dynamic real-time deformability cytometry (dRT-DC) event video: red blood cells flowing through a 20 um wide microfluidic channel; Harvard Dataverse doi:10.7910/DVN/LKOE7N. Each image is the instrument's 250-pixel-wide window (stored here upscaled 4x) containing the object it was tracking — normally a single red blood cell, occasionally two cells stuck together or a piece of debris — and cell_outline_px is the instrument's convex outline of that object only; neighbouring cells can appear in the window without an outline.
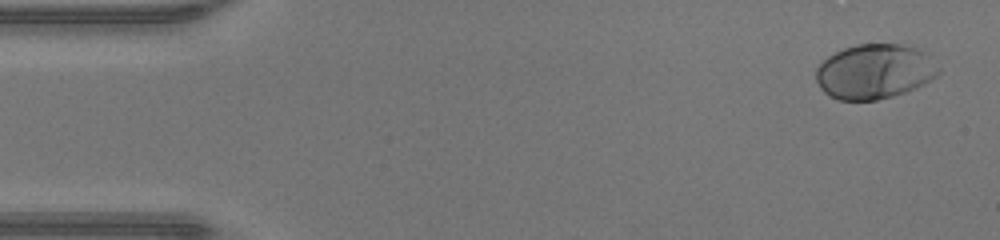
{"species": "human", "species_latin": "Homo sapiens", "temperature_condition": "warm", "stored_images_in_passage": 47, "camera_frame_rate_fps": 3000, "um_per_image_px": 0.085, "donor": {"sex": "male"}, "frame": {"image": 1, "passage_image": 2, "time_ms": 0.333, "image_size_px": [1000, 240], "cell_outline_px": [[940, 72], [936, 76], [924, 84], [916, 88], [892, 96], [876, 100], [840, 100], [824, 92], [820, 88], [816, 80], [816, 68], [828, 56], [844, 48], [856, 44], [908, 44], [920, 48], [940, 68]], "centroid_in_image_um": [74.35, 6.07], "position_along_channel_um": 10.6, "area_um2": 39.19}}
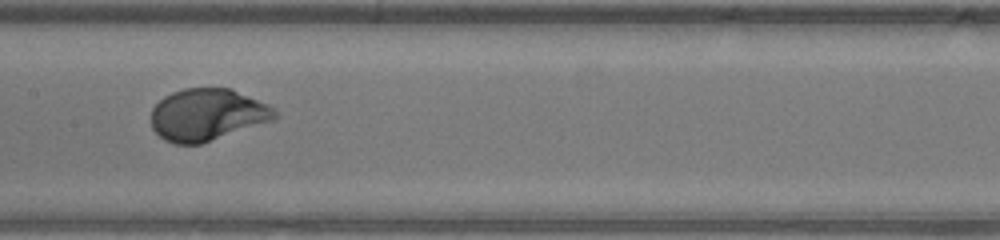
{"frame": {"image": 2, "passage_image": 23, "time_ms": 7.333, "image_size_px": [1000, 240], "cell_outline_px": [[280, 116], [276, 120], [200, 144], [176, 144], [164, 140], [152, 128], [152, 108], [164, 96], [172, 92], [184, 88], [232, 88], [268, 104]], "centroid_in_image_um": [17.65, 9.75], "position_along_channel_um": 189.8, "area_um2": 37.69}}
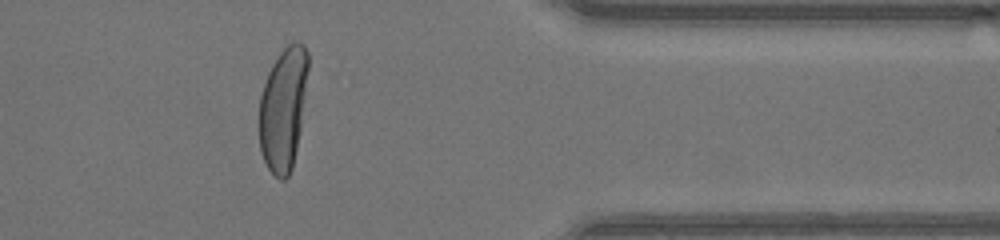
{"frame": {"image": 3, "passage_image": 38, "time_ms": 12.333, "image_size_px": [1000, 240], "cell_outline_px": [[308, 68], [300, 128], [292, 168], [288, 176], [284, 180], [280, 180], [268, 168], [260, 152], [260, 96], [268, 72], [272, 64], [280, 52], [292, 40], [300, 40], [304, 44], [308, 52]], "centroid_in_image_um": [24.07, 9.19], "position_along_channel_um": 387.3, "area_um2": 34.8}, "authors_computed_cell_mechanics": {"area_um2": 38.2058, "velocity_mm_per_s": 4.3742, "shape_relaxation_time_tau1_ms": 2.1329, "shape_relaxation_time_tau2_ms": null, "deformation_change_tau1": 0.1874, "deformation_change_tau2": null}}